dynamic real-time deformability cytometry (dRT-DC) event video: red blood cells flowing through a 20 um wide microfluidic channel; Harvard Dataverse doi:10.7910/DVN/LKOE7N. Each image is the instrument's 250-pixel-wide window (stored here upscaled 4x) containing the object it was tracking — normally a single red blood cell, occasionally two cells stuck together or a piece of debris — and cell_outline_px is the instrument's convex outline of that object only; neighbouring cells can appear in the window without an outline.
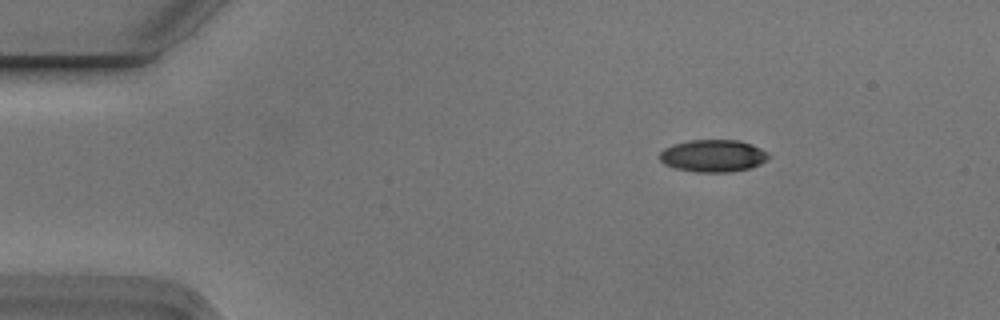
{"species": "Egyptian fruit bat (a non-hibernating species)", "species_latin": "Rousettus aegyptiacus", "temperature_condition": "cold", "stored_images_in_passage": 4, "camera_frame_rate_fps": 3000, "um_per_image_px": 0.085, "animal": {"sex": "male"}, "frame": {"image": 1, "passage_image": 1, "time_ms": 0.0, "image_size_px": [1000, 320], "cell_outline_px": [[772, 156], [760, 164], [748, 168], [732, 172], [696, 172], [676, 168], [664, 164], [660, 160], [660, 152], [664, 148], [672, 144], [688, 140], [740, 140], [752, 144], [768, 152]], "centroid_in_image_um": [60.62, 13.23], "position_along_channel_um": 24.4, "area_um2": 20.63}}
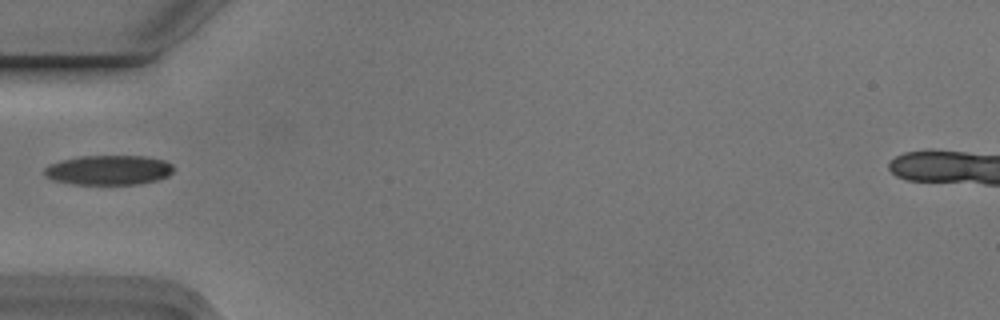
{"frame": {"image": 2, "passage_image": 4, "time_ms": 1.0, "image_size_px": [1000, 320], "cell_outline_px": [[176, 168], [168, 176], [156, 180], [140, 184], [72, 184], [52, 180], [44, 176], [44, 168], [60, 160], [80, 156], [144, 156], [164, 160], [172, 164]], "centroid_in_image_um": [9.24, 14.45], "position_along_channel_um": 75.8, "area_um2": 22.48}}